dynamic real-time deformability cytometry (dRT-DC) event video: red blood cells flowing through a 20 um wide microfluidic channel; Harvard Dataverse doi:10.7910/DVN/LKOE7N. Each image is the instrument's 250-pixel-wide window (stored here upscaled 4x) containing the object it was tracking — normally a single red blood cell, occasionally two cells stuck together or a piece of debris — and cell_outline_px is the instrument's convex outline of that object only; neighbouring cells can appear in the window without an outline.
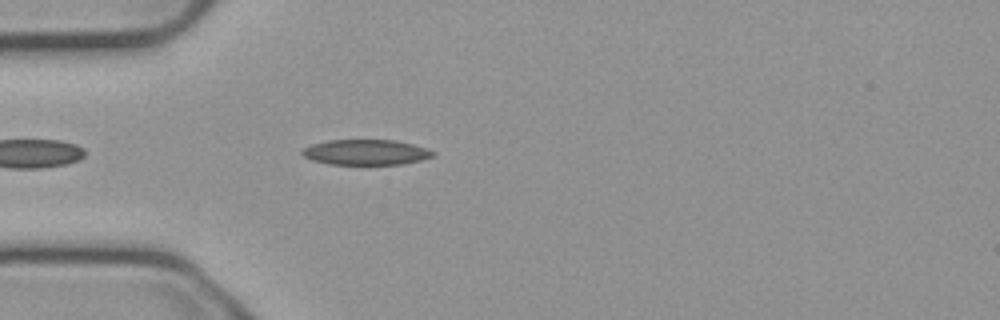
{"species": "common noctule bat (a hibernating species)", "species_latin": "Nyctalus noctula", "temperature_condition": "cold", "stored_images_in_passage": 27, "camera_frame_rate_fps": 3000, "um_per_image_px": 0.085, "animal": {"sex": "male", "body_mass_g": 23.1, "forearm_length_mm": 52.7}, "frame": {"image": 1, "passage_image": 4, "time_ms": 1.0, "image_size_px": [1000, 320], "cell_outline_px": [[436, 152], [432, 156], [420, 160], [400, 164], [328, 164], [312, 160], [304, 156], [300, 152], [304, 148], [312, 144], [328, 140], [396, 140], [412, 144]], "centroid_in_image_um": [31.06, 12.94], "position_along_channel_um": 53.9, "area_um2": 19.13}}
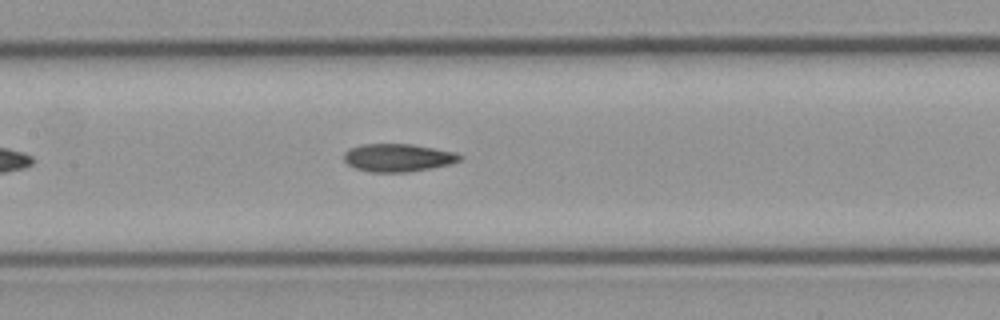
{"frame": {"image": 2, "passage_image": 14, "time_ms": 4.333, "image_size_px": [1000, 320], "cell_outline_px": [[464, 156], [460, 160], [448, 164], [432, 168], [408, 172], [368, 172], [356, 168], [348, 164], [344, 160], [344, 152], [348, 148], [360, 144], [412, 144], [456, 152]], "centroid_in_image_um": [33.81, 13.4], "position_along_channel_um": 173.6, "area_um2": 18.96}}
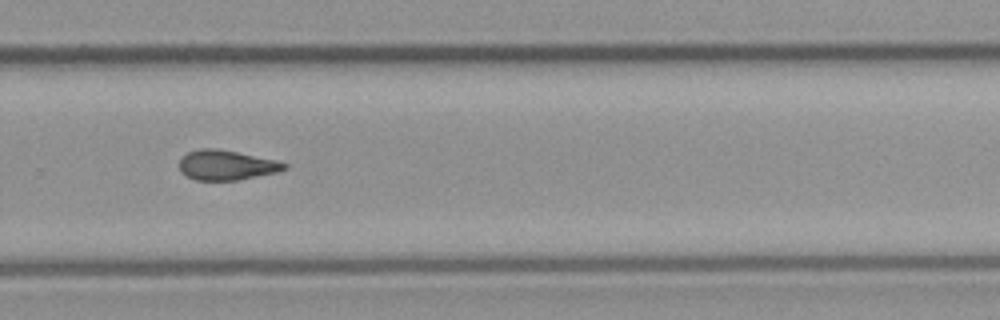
{"frame": {"image": 3, "passage_image": 25, "time_ms": 8.0, "image_size_px": [1000, 320], "cell_outline_px": [[288, 168], [280, 172], [236, 180], [196, 180], [180, 172], [180, 160], [188, 152], [200, 148], [220, 148], [276, 160], [288, 164]], "centroid_in_image_um": [19.28, 14.03], "position_along_channel_um": 310.5, "area_um2": 18.38}}